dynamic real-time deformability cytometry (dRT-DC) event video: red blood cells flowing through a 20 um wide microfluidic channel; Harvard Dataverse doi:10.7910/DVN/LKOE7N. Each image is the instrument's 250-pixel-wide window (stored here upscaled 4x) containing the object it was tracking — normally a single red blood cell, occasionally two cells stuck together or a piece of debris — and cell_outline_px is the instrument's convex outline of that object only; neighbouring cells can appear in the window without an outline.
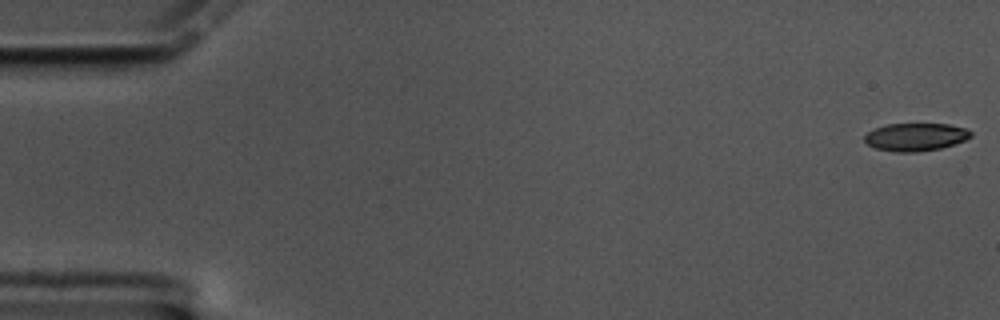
{"species": "common noctule bat (a hibernating species)", "species_latin": "Nyctalus noctula", "temperature_condition": "cold", "stored_images_in_passage": 59, "camera_frame_rate_fps": 3000, "um_per_image_px": 0.085, "animal": {"sex": "male", "body_mass_g": 17.5, "forearm_length_mm": 52.3}, "frame": {"image": 1, "passage_image": 1, "time_ms": 0.0, "image_size_px": [1000, 320], "cell_outline_px": [[972, 136], [964, 140], [940, 148], [916, 152], [896, 152], [876, 148], [868, 144], [864, 140], [864, 136], [868, 132], [876, 128], [888, 124], [948, 124], [968, 128], [972, 132]], "centroid_in_image_um": [77.84, 11.63], "position_along_channel_um": 7.2, "area_um2": 17.11}}
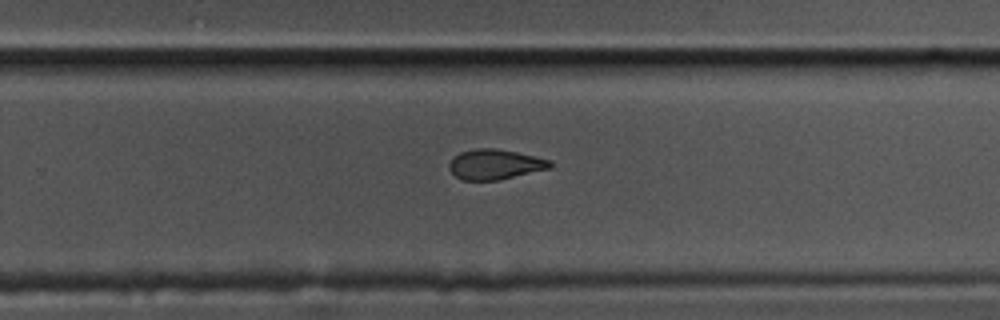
{"frame": {"image": 2, "passage_image": 38, "time_ms": 12.333, "image_size_px": [1000, 320], "cell_outline_px": [[552, 168], [500, 180], [464, 180], [456, 176], [448, 168], [448, 164], [460, 152], [476, 148], [492, 148], [516, 152], [552, 160]], "centroid_in_image_um": [42.11, 13.98], "position_along_channel_um": 287.7, "area_um2": 17.69}}
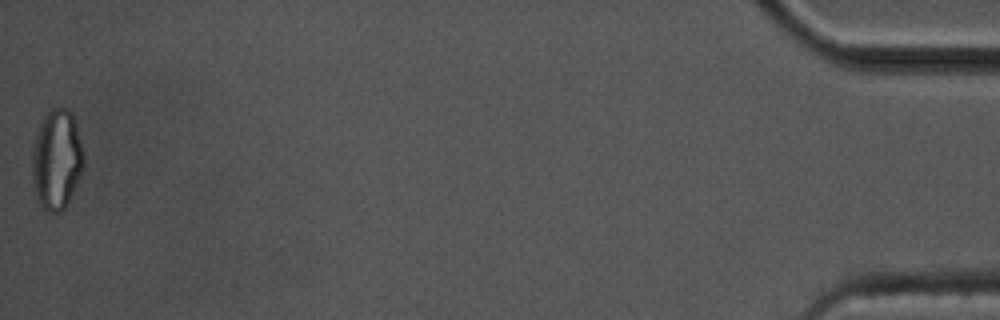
{"frame": {"image": 3, "passage_image": 59, "time_ms": 19.333, "image_size_px": [1000, 320], "cell_outline_px": [[84, 168], [64, 208], [60, 212], [52, 212], [44, 208], [36, 200], [32, 180], [32, 156], [36, 136], [40, 124], [44, 116], [52, 108], [68, 108], [72, 112], [76, 120], [84, 156]], "centroid_in_image_um": [4.83, 13.54], "position_along_channel_um": 430.4, "area_um2": 30.0}, "authors_computed_cell_mechanics": {"area_um2": 18.9006, "velocity_mm_per_s": 3.417, "shape_relaxation_time_tau1_ms": 5.5713, "shape_relaxation_time_tau2_ms": 4.2814, "deformation_change_tau1": 0.1719, "deformation_change_tau2": 0.1162}}